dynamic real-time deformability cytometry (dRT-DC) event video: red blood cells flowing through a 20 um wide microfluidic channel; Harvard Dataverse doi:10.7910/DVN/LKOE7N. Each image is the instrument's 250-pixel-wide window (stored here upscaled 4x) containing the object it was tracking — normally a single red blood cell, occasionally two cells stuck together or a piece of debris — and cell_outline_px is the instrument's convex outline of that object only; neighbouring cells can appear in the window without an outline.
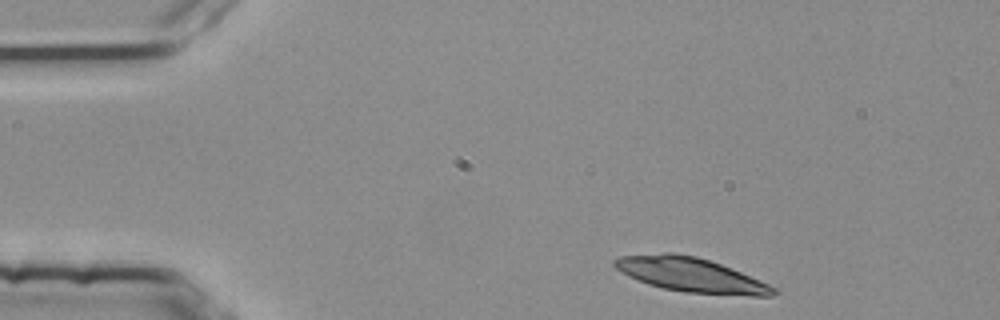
{"species": "common noctule bat (a hibernating species)", "species_latin": "Nyctalus noctula", "temperature_condition": "room temperature", "stored_images_in_passage": 40, "camera_frame_rate_fps": 3000, "um_per_image_px": 0.085, "animal": {"sex": "female", "body_mass_g": 25.1}, "frame": {"image": 1, "passage_image": 1, "time_ms": 0.0, "image_size_px": [1000, 320], "cell_outline_px": [[776, 292], [772, 296], [752, 296], [684, 292], [664, 288], [648, 284], [628, 276], [616, 268], [612, 264], [612, 260], [620, 256], [664, 252], [672, 252], [696, 256], [720, 264], [740, 272], [768, 284], [776, 288]], "centroid_in_image_um": [58.67, 23.35], "position_along_channel_um": 26.3, "area_um2": 31.56}}
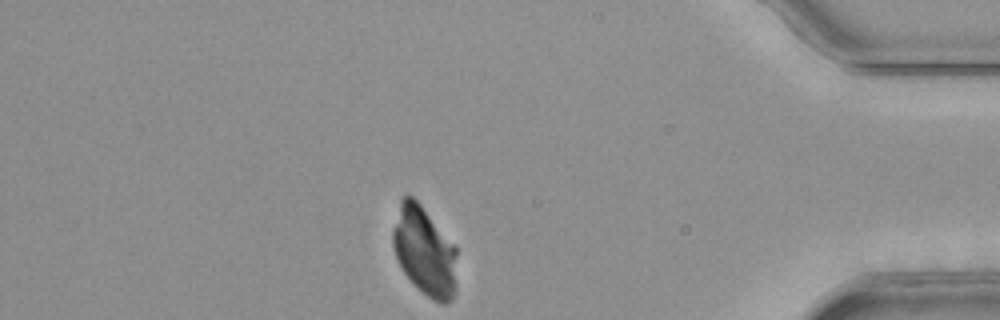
{"frame": {"image": 2, "passage_image": 40, "time_ms": 13.0, "image_size_px": [1000, 320], "cell_outline_px": [[456, 292], [452, 300], [448, 304], [440, 304], [432, 300], [404, 272], [396, 256], [392, 244], [392, 232], [400, 200], [404, 196], [412, 196], [420, 204], [456, 248]], "centroid_in_image_um": [36.09, 21.38], "position_along_channel_um": 399.1, "area_um2": 32.77}}